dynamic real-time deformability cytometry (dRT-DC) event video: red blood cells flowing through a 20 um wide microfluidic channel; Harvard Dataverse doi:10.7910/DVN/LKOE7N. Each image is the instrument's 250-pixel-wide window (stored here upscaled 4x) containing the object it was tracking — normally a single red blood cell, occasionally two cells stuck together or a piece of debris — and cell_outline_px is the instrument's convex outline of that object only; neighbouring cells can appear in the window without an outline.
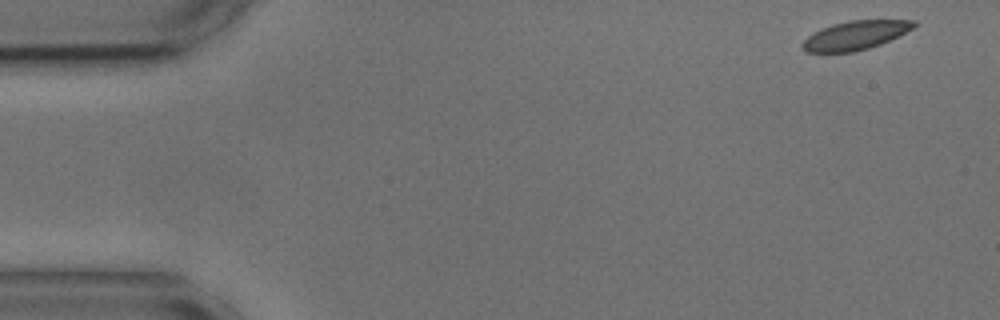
{"species": "common noctule bat (a hibernating species)", "species_latin": "Nyctalus noctula", "temperature_condition": "cold", "stored_images_in_passage": 19, "camera_frame_rate_fps": 3000, "um_per_image_px": 0.085, "animal": {"sex": "male", "body_mass_g": 17.9, "forearm_length_mm": 54.2}, "frame": {"image": 1, "passage_image": 1, "time_ms": 0.0, "image_size_px": [1000, 320], "cell_outline_px": [[916, 24], [912, 28], [880, 44], [868, 48], [852, 52], [804, 52], [800, 44], [808, 36], [832, 24], [848, 20], [916, 20]], "centroid_in_image_um": [72.66, 3.0], "position_along_channel_um": 12.3, "area_um2": 18.38}}